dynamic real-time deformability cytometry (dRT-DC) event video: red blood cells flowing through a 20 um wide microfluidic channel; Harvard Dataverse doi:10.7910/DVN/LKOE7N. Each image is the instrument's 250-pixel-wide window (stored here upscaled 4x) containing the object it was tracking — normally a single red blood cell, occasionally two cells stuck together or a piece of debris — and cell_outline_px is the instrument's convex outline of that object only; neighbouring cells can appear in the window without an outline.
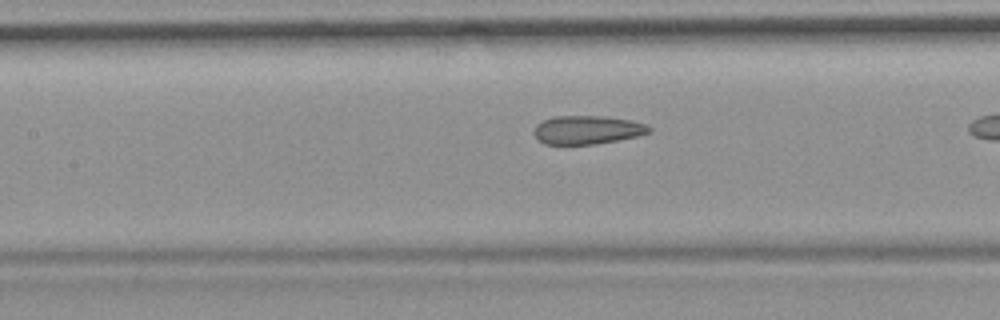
{"species": "common noctule bat (a hibernating species)", "species_latin": "Nyctalus noctula", "temperature_condition": "room temperature", "stored_images_in_passage": 35, "camera_frame_rate_fps": 3000, "um_per_image_px": 0.085, "animal": {"sex": "female", "body_mass_g": 19.9}, "frame": {"image": 1, "passage_image": 16, "time_ms": 5.0, "image_size_px": [1000, 320], "cell_outline_px": [[652, 132], [636, 136], [596, 144], [544, 144], [532, 132], [536, 124], [544, 120], [556, 116], [604, 116], [632, 120], [644, 124], [652, 128]], "centroid_in_image_um": [49.92, 11.03], "position_along_channel_um": 157.5, "area_um2": 19.07}}